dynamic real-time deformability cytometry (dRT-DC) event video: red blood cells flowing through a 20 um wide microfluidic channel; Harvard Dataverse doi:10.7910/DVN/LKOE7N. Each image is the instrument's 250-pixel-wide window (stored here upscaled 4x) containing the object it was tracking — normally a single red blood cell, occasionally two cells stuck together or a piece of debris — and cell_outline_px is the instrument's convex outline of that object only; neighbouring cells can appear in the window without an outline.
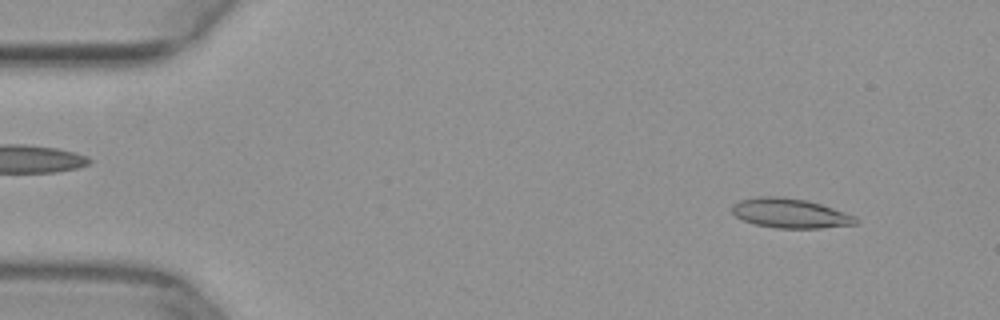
{"species": "common noctule bat (a hibernating species)", "species_latin": "Nyctalus noctula", "temperature_condition": "warm", "stored_images_in_passage": 49, "camera_frame_rate_fps": 3000, "um_per_image_px": 0.085, "animal": {"sex": "female", "body_mass_g": 29.2, "forearm_length_mm": 56.3}, "frame": {"image": 1, "passage_image": 4, "time_ms": 1.0, "image_size_px": [1000, 320], "cell_outline_px": [[860, 220], [856, 224], [820, 228], [776, 228], [752, 224], [736, 216], [732, 212], [732, 204], [740, 200], [760, 196], [784, 196], [808, 200], [856, 216]], "centroid_in_image_um": [67.16, 18.12], "position_along_channel_um": 17.8, "area_um2": 21.44}}
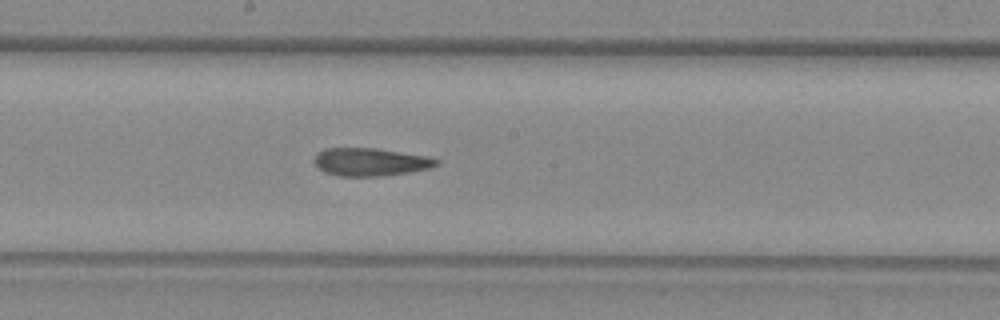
{"frame": {"image": 2, "passage_image": 26, "time_ms": 8.333, "image_size_px": [1000, 320], "cell_outline_px": [[440, 164], [432, 168], [408, 172], [380, 176], [336, 176], [324, 172], [312, 160], [316, 152], [324, 148], [376, 148], [428, 156], [440, 160]], "centroid_in_image_um": [31.48, 13.76], "position_along_channel_um": 216.7, "area_um2": 20.11}}
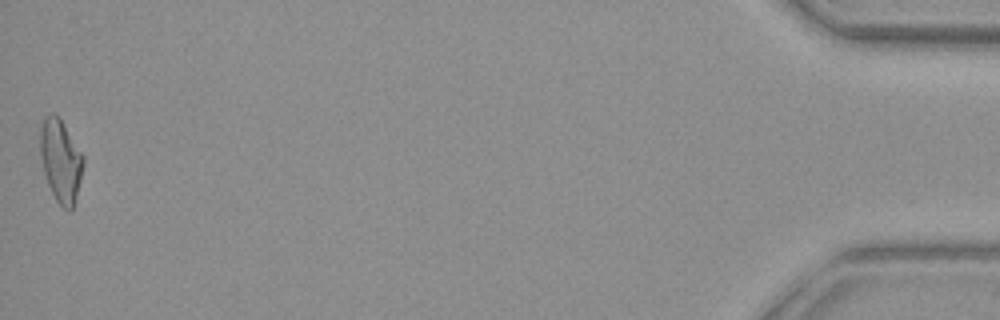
{"frame": {"image": 3, "passage_image": 49, "time_ms": 16.0, "image_size_px": [1000, 320], "cell_outline_px": [[84, 160], [80, 180], [76, 196], [72, 208], [68, 212], [56, 200], [48, 184], [44, 172], [40, 156], [40, 128], [44, 116], [52, 112], [60, 116], [84, 156]], "centroid_in_image_um": [5.15, 13.59], "position_along_channel_um": 430.1, "area_um2": 20.81}}